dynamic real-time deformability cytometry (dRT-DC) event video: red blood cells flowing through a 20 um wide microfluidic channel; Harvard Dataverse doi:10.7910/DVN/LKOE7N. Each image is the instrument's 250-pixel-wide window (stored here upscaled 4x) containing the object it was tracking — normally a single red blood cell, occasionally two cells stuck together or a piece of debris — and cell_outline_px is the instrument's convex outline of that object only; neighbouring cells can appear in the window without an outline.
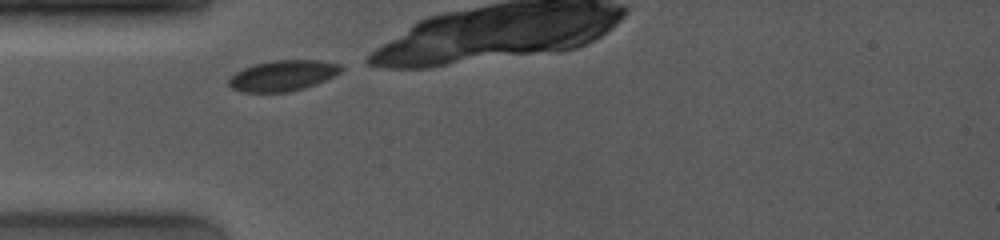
{"species": "common noctule bat (a hibernating species)", "species_latin": "Nyctalus noctula", "temperature_condition": "room temperature", "stored_images_in_passage": 25, "camera_frame_rate_fps": 4000, "um_per_image_px": 0.085, "animal": {"sex": "female", "body_mass_g": 19.0, "forearm_length_mm": 53.3}, "frame": {"image": 1, "passage_image": 1, "time_ms": 0.0, "image_size_px": [1000, 240], "cell_outline_px": [[344, 68], [340, 72], [316, 84], [304, 88], [288, 92], [240, 92], [232, 88], [228, 84], [228, 80], [236, 72], [244, 68], [256, 64], [272, 60], [316, 60], [340, 64]], "centroid_in_image_um": [24.03, 6.43], "position_along_channel_um": 61.0, "area_um2": 19.94}, "authors_computed_cell_mechanics": {"area_um2": 20.6924, "velocity_mm_per_s": 3.8972, "shape_relaxation_time_tau1_ms": 1.5745, "shape_relaxation_time_tau2_ms": null, "deformation_change_tau1": 0.0596, "deformation_change_tau2": null}}